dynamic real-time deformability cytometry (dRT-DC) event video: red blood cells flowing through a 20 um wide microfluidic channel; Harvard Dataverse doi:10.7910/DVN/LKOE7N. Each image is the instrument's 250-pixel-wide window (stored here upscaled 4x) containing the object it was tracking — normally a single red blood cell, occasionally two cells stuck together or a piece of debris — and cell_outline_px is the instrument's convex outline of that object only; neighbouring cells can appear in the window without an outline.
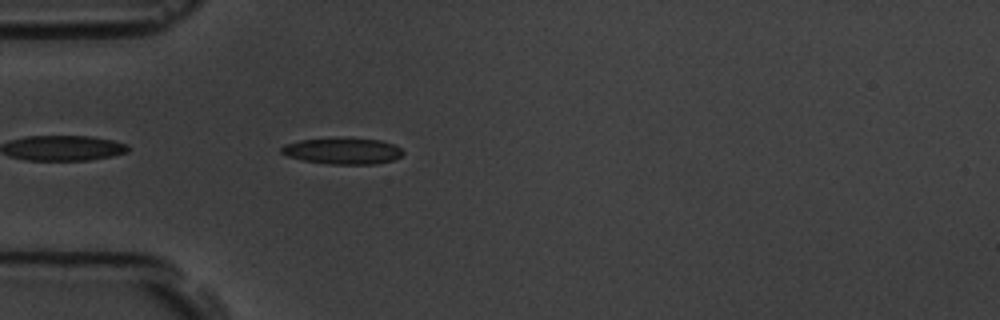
{"species": "common noctule bat (a hibernating species)", "species_latin": "Nyctalus noctula", "temperature_condition": "room temperature", "stored_images_in_passage": 41, "camera_frame_rate_fps": 3000, "um_per_image_px": 0.085, "animal": {"sex": "male", "body_mass_g": 19.5, "forearm_length_mm": 54.6}, "frame": {"image": 1, "passage_image": 2, "time_ms": 0.333, "image_size_px": [1000, 320], "cell_outline_px": [[404, 152], [396, 160], [376, 164], [328, 164], [304, 160], [288, 156], [280, 152], [280, 148], [284, 144], [300, 140], [380, 140], [396, 144]], "centroid_in_image_um": [29.16, 12.87], "position_along_channel_um": 55.8, "area_um2": 18.03}}
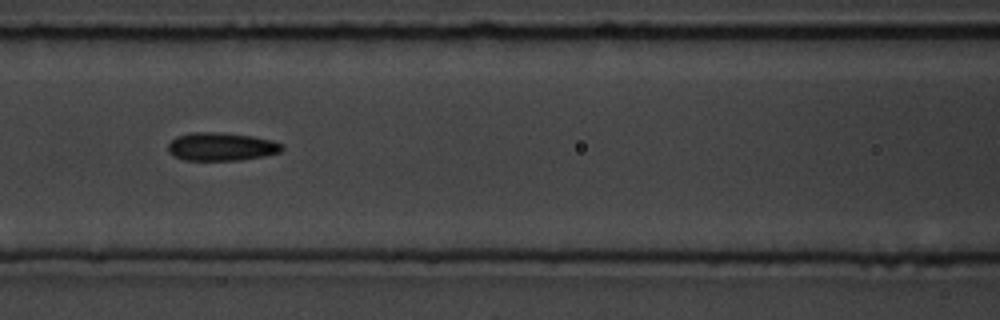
{"frame": {"image": 2, "passage_image": 10, "time_ms": 3.0, "image_size_px": [1000, 320], "cell_outline_px": [[284, 148], [280, 152], [264, 156], [240, 160], [184, 160], [172, 156], [168, 152], [168, 144], [176, 136], [192, 132], [220, 132], [252, 136], [272, 140], [284, 144]], "centroid_in_image_um": [18.81, 12.46], "position_along_channel_um": 147.8, "area_um2": 18.9}}
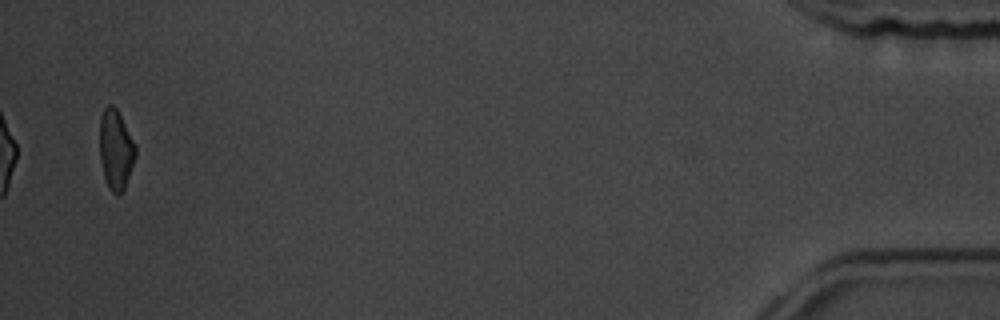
{"frame": {"image": 3, "passage_image": 40, "time_ms": 13.0, "image_size_px": [1000, 320], "cell_outline_px": [[136, 156], [124, 192], [120, 196], [116, 196], [108, 188], [104, 176], [100, 160], [100, 116], [104, 108], [108, 104], [112, 104], [116, 108], [136, 144]], "centroid_in_image_um": [9.85, 12.76], "position_along_channel_um": 425.3, "area_um2": 16.99}, "authors_computed_cell_mechanics": {"area_um2": 18.3226, "velocity_mm_per_s": 3.6616, "shape_relaxation_time_tau1_ms": 5.346, "shape_relaxation_time_tau2_ms": 2.4079, "deformation_change_tau1": 0.1501, "deformation_change_tau2": 0.1066}}